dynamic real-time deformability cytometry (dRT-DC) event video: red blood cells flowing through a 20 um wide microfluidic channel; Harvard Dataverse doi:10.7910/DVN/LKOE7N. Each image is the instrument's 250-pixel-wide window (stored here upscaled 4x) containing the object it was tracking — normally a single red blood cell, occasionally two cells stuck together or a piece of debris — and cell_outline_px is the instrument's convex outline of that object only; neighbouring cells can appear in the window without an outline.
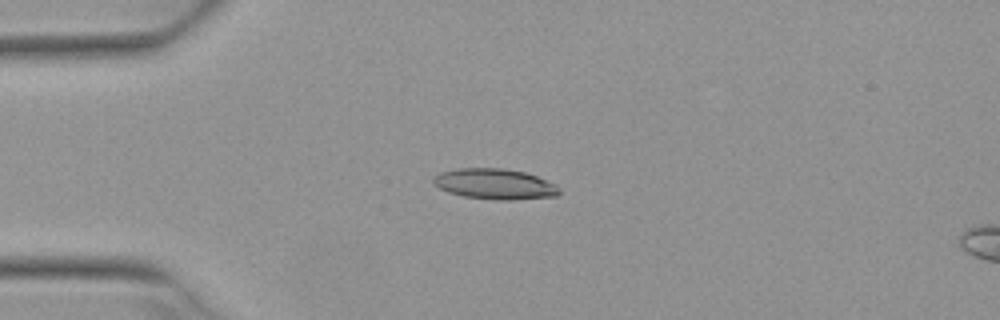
{"species": "Egyptian fruit bat (a non-hibernating species)", "species_latin": "Rousettus aegyptiacus", "temperature_condition": "warm", "stored_images_in_passage": 3, "camera_frame_rate_fps": 3000, "um_per_image_px": 0.085, "animal": {"sex": "female"}, "frame": {"image": 1, "passage_image": 2, "time_ms": 0.333, "image_size_px": [1000, 320], "cell_outline_px": [[560, 192], [556, 196], [512, 200], [496, 200], [464, 196], [448, 192], [432, 184], [432, 180], [440, 172], [456, 168], [504, 168], [524, 172], [536, 176], [556, 184]], "centroid_in_image_um": [42.04, 15.64], "position_along_channel_um": 43.0, "area_um2": 22.43}}